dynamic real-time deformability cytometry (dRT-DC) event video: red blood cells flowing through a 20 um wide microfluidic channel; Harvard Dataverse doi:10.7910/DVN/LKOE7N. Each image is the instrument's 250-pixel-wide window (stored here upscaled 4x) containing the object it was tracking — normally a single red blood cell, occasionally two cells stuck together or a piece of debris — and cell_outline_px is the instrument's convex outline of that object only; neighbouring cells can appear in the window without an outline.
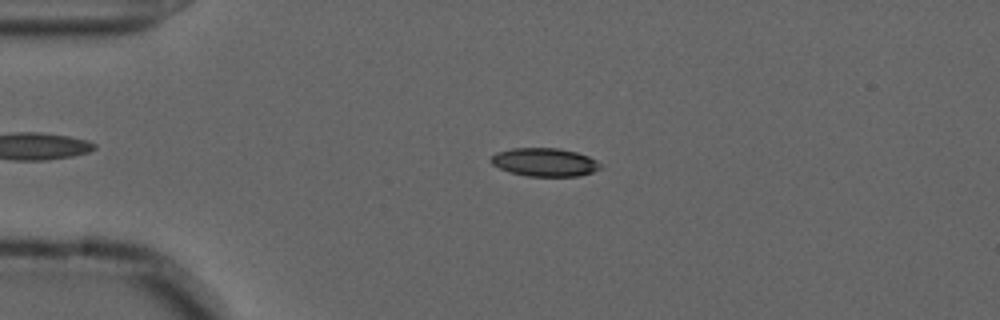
{"species": "common noctule bat (a hibernating species)", "species_latin": "Nyctalus noctula", "temperature_condition": "cold", "stored_images_in_passage": 49, "camera_frame_rate_fps": 3000, "um_per_image_px": 0.085, "animal": {"sex": "male", "forearm_length_mm": 52.5}, "frame": {"image": 1, "passage_image": 12, "time_ms": 3.667, "image_size_px": [1000, 320], "cell_outline_px": [[604, 168], [580, 176], [528, 176], [508, 172], [492, 164], [488, 160], [496, 152], [512, 148], [560, 148], [576, 152], [588, 156], [596, 160]], "centroid_in_image_um": [46.29, 13.79], "position_along_channel_um": 38.7, "area_um2": 18.21}}
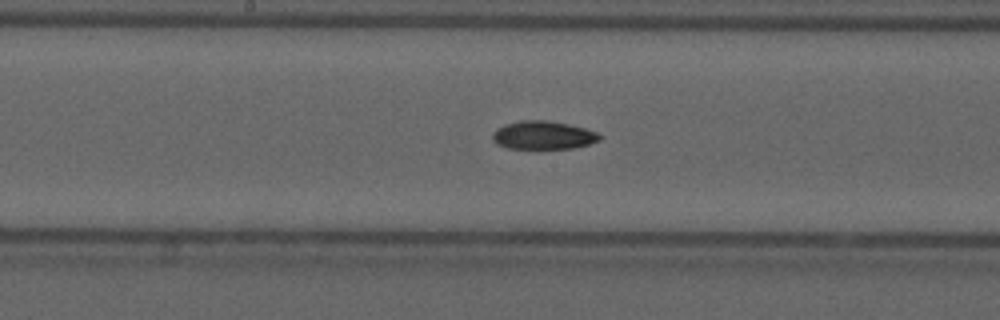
{"frame": {"image": 2, "passage_image": 28, "time_ms": 9.0, "image_size_px": [1000, 320], "cell_outline_px": [[604, 136], [600, 140], [588, 144], [572, 148], [508, 148], [496, 144], [492, 140], [492, 132], [496, 128], [504, 124], [520, 120], [544, 120], [568, 124], [584, 128], [596, 132]], "centroid_in_image_um": [46.14, 11.48], "position_along_channel_um": 202.1, "area_um2": 17.69}}
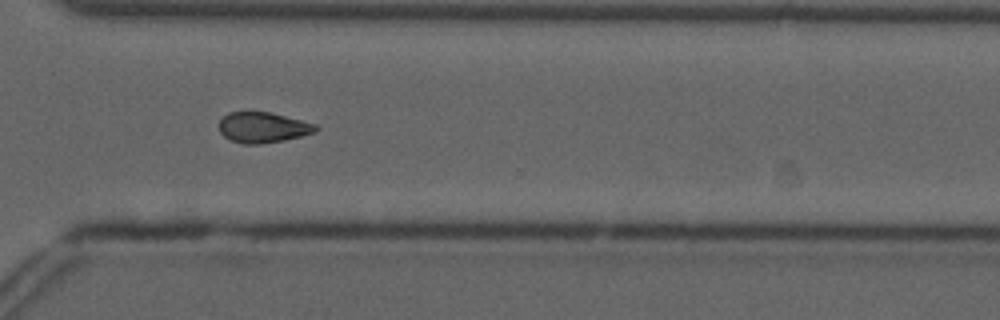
{"frame": {"image": 3, "passage_image": 40, "time_ms": 13.0, "image_size_px": [1000, 320], "cell_outline_px": [[320, 128], [312, 132], [300, 136], [284, 140], [260, 144], [244, 144], [232, 140], [224, 136], [220, 132], [220, 120], [228, 112], [268, 112], [316, 124]], "centroid_in_image_um": [22.33, 10.83], "position_along_channel_um": 348.3, "area_um2": 16.88}, "authors_computed_cell_mechanics": {"area_um2": 17.8024, "velocity_mm_per_s": 3.6754, "shape_relaxation_time_tau1_ms": null, "shape_relaxation_time_tau2_ms": 7.0568, "deformation_change_tau1": null, "deformation_change_tau2": 0.1324}}